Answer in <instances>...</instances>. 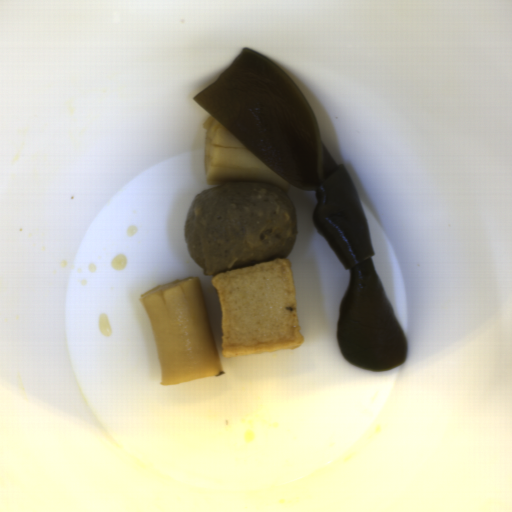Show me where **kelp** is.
<instances>
[{"label": "kelp", "instance_id": "1", "mask_svg": "<svg viewBox=\"0 0 512 512\" xmlns=\"http://www.w3.org/2000/svg\"><path fill=\"white\" fill-rule=\"evenodd\" d=\"M192 99L289 185L315 191L312 222L349 270L337 330L346 361L370 371L401 365L407 347L372 259L357 188L323 144L296 83L275 62L244 47Z\"/></svg>", "mask_w": 512, "mask_h": 512}]
</instances>
